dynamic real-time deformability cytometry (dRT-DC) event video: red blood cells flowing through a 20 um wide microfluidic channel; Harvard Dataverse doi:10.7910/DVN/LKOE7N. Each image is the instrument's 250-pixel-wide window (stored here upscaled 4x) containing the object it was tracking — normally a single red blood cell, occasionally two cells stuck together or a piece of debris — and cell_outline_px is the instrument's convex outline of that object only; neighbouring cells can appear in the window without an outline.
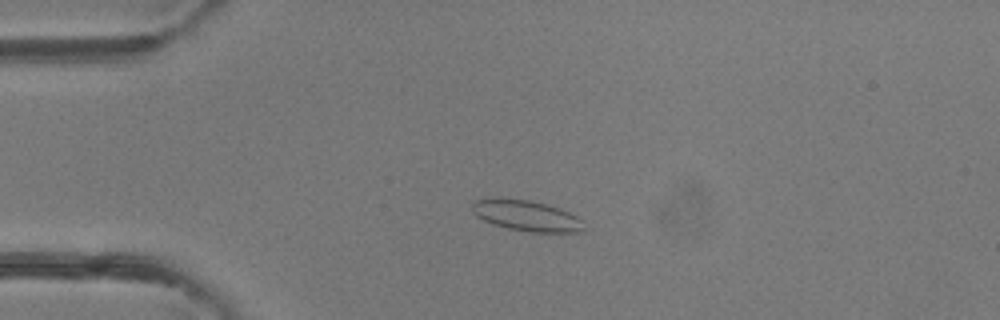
{"species": "common noctule bat (a hibernating species)", "species_latin": "Nyctalus noctula", "temperature_condition": "room temperature", "stored_images_in_passage": 3, "camera_frame_rate_fps": 3000, "um_per_image_px": 0.085, "animal": {"sex": "female"}, "frame": {"image": 1, "passage_image": 3, "time_ms": 0.667, "image_size_px": [1000, 320], "cell_outline_px": [[584, 232], [532, 232], [508, 228], [492, 224], [476, 216], [472, 212], [472, 200], [500, 196], [528, 200], [560, 208], [584, 220]], "centroid_in_image_um": [44.72, 18.31], "position_along_channel_um": 40.3, "area_um2": 20.4}}